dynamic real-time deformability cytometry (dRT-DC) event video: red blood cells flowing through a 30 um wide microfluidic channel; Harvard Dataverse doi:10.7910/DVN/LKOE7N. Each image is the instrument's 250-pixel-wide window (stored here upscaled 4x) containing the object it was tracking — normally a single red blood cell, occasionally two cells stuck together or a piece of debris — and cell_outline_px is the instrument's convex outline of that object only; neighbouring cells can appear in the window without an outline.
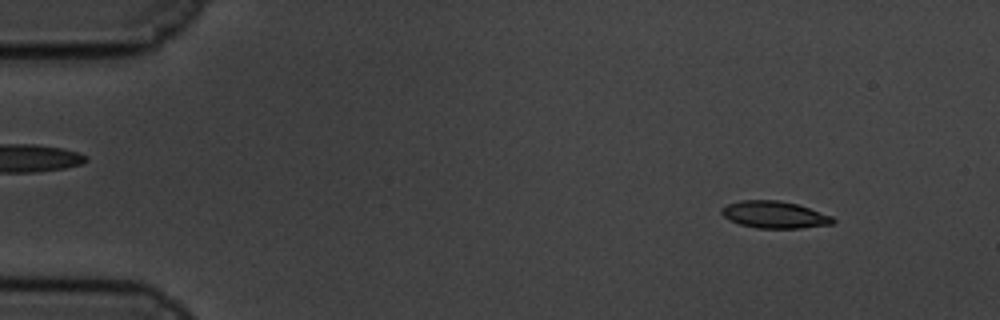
{"species": "common noctule bat (a hibernating species)", "species_latin": "Nyctalus noctula", "temperature_condition": "cold", "stored_images_in_passage": 59, "camera_frame_rate_fps": 3000, "um_per_image_px": 0.085, "animal": {"sex": "male", "body_mass_g": 19.5, "forearm_length_mm": 54.6}, "frame": {"image": 1, "passage_image": 6, "time_ms": 1.667, "image_size_px": [1000, 320], "cell_outline_px": [[836, 220], [832, 224], [800, 228], [756, 228], [740, 224], [724, 216], [720, 212], [720, 208], [728, 204], [740, 200], [776, 200], [796, 204], [832, 216]], "centroid_in_image_um": [65.81, 18.25], "position_along_channel_um": 19.2, "area_um2": 17.34}}
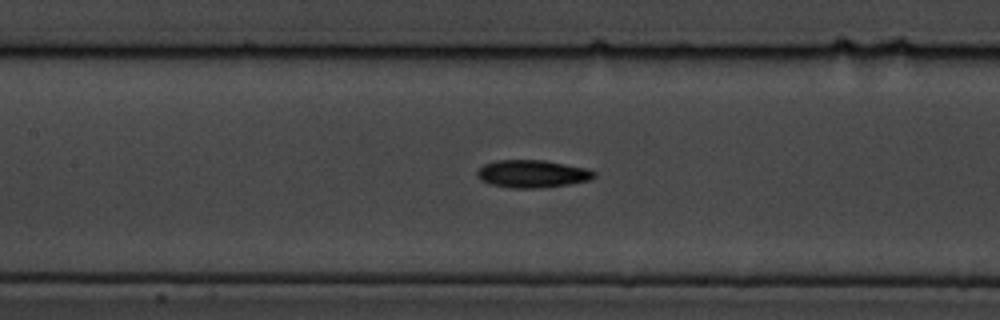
{"frame": {"image": 2, "passage_image": 27, "time_ms": 8.667, "image_size_px": [1000, 320], "cell_outline_px": [[596, 176], [588, 180], [568, 184], [540, 188], [508, 188], [488, 184], [480, 180], [476, 176], [476, 172], [484, 164], [496, 160], [544, 160], [588, 168], [596, 172]], "centroid_in_image_um": [45.21, 14.77], "position_along_channel_um": 162.2, "area_um2": 19.02}}
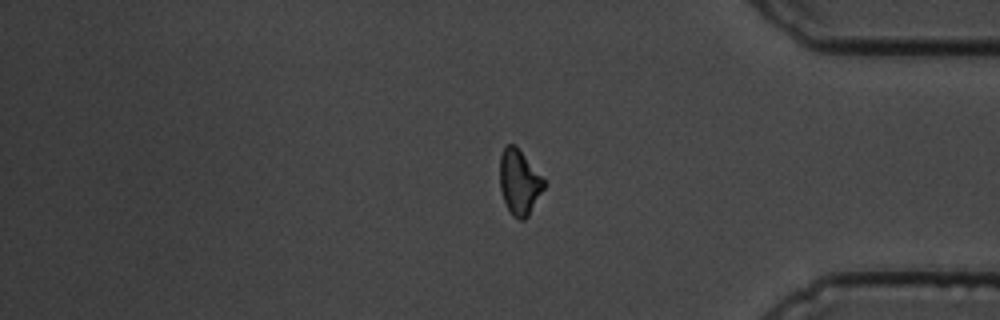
{"frame": {"image": 3, "passage_image": 49, "time_ms": 16.0, "image_size_px": [1000, 320], "cell_outline_px": [[544, 188], [528, 216], [524, 220], [520, 220], [512, 216], [508, 212], [500, 188], [500, 156], [504, 148], [508, 144], [516, 144], [544, 180]], "centroid_in_image_um": [44.12, 15.49], "position_along_channel_um": 391.1, "area_um2": 16.65}, "authors_computed_cell_mechanics": {"area_um2": 17.34, "velocity_mm_per_s": 3.3831, "shape_relaxation_time_tau1_ms": 4.8211, "shape_relaxation_time_tau2_ms": null, "deformation_change_tau1": 0.1617, "deformation_change_tau2": null}}